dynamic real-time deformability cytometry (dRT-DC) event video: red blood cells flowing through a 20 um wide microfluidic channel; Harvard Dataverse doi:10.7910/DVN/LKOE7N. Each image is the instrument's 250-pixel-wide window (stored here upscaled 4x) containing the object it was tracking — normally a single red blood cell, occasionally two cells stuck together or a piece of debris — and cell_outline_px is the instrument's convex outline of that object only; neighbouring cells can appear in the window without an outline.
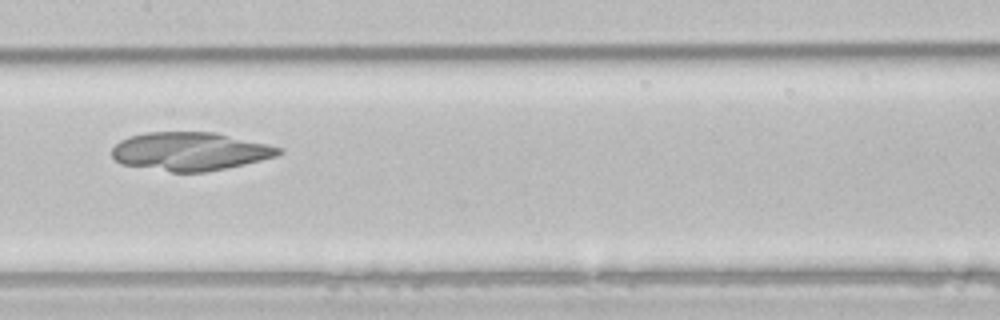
{"species": "common noctule bat (a hibernating species)", "species_latin": "Nyctalus noctula", "temperature_condition": "room temperature", "stored_images_in_passage": 41, "camera_frame_rate_fps": 3000, "um_per_image_px": 0.085, "animal": {"sex": "male", "body_mass_g": 21.5, "forearm_length_mm": 52.0}, "frame": {"image": 1, "passage_image": 16, "time_ms": 5.0, "image_size_px": [1000, 320], "cell_outline_px": [[284, 152], [276, 156], [244, 164], [204, 172], [172, 172], [120, 164], [112, 156], [112, 148], [120, 140], [128, 136], [148, 132], [216, 132], [268, 144], [280, 148]], "centroid_in_image_um": [16.13, 12.86], "position_along_channel_um": 191.3, "area_um2": 37.22}}
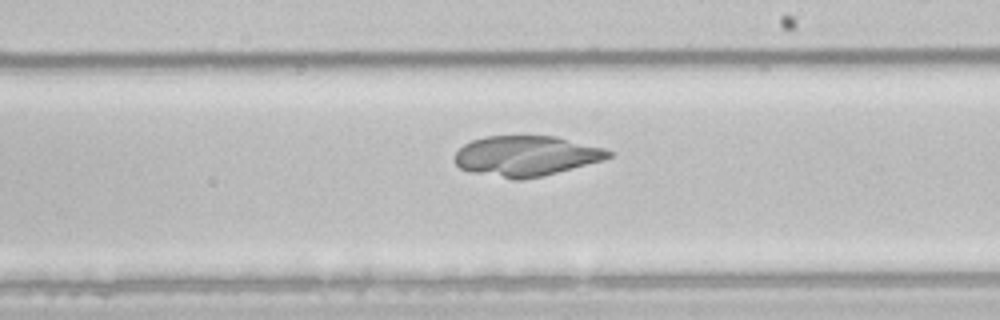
{"frame": {"image": 2, "passage_image": 20, "time_ms": 6.333, "image_size_px": [1000, 320], "cell_outline_px": [[612, 156], [604, 160], [540, 176], [520, 180], [512, 180], [472, 172], [460, 168], [456, 164], [456, 152], [464, 144], [472, 140], [484, 136], [556, 136], [604, 148], [612, 152]], "centroid_in_image_um": [44.71, 13.25], "position_along_channel_um": 244.3, "area_um2": 35.95}}
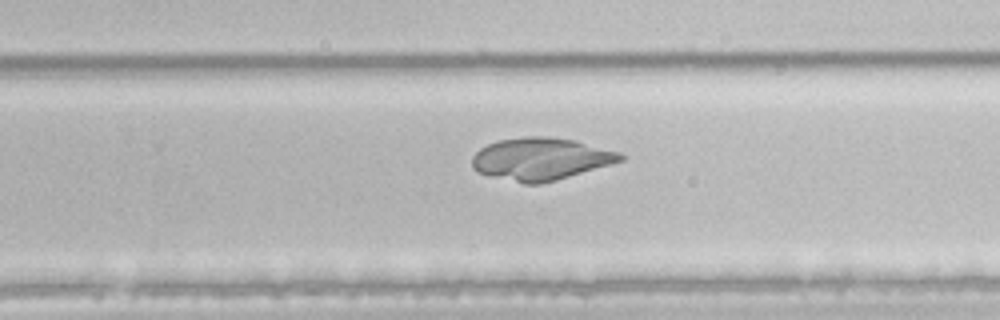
{"frame": {"image": 3, "passage_image": 23, "time_ms": 7.333, "image_size_px": [1000, 320], "cell_outline_px": [[624, 160], [556, 180], [540, 184], [524, 184], [488, 176], [476, 172], [472, 168], [472, 156], [480, 148], [496, 140], [524, 136], [548, 136], [576, 140], [620, 152], [624, 156]], "centroid_in_image_um": [45.92, 13.5], "position_along_channel_um": 283.9, "area_um2": 36.93}}